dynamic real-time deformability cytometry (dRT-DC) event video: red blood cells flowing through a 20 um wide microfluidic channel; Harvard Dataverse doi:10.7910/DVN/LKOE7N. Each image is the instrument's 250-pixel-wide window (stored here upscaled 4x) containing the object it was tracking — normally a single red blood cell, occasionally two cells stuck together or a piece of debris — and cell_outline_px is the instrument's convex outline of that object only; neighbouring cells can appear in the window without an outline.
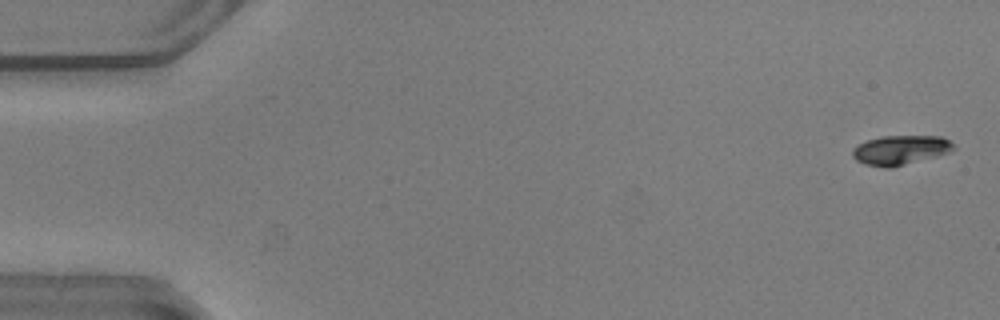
{"species": "common noctule bat (a hibernating species)", "species_latin": "Nyctalus noctula", "temperature_condition": "warm", "stored_images_in_passage": 53, "camera_frame_rate_fps": 3000, "um_per_image_px": 0.085, "animal": {"sex": "male", "body_mass_g": 20.5, "forearm_length_mm": 52.5}, "frame": {"image": 1, "passage_image": 2, "time_ms": 0.333, "image_size_px": [1000, 320], "cell_outline_px": [[956, 148], [948, 152], [936, 156], [892, 168], [884, 168], [864, 164], [856, 160], [852, 156], [852, 148], [868, 140], [880, 136], [940, 136], [948, 140]], "centroid_in_image_um": [76.5, 12.76], "position_along_channel_um": 8.5, "area_um2": 17.28}}
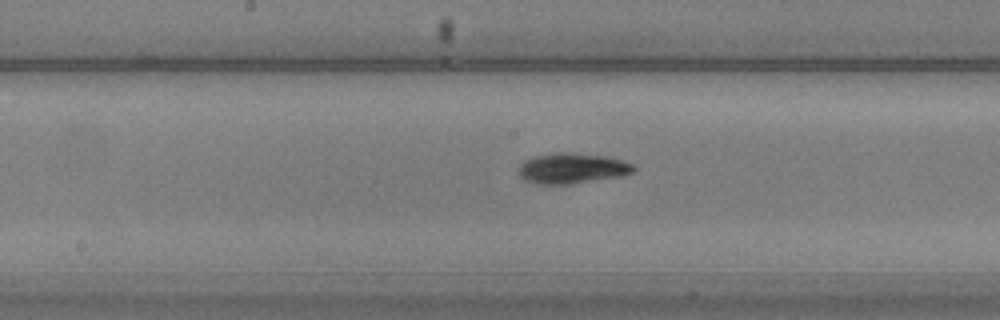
{"frame": {"image": 2, "passage_image": 28, "time_ms": 9.0, "image_size_px": [1000, 320], "cell_outline_px": [[636, 172], [624, 176], [568, 184], [540, 184], [524, 180], [520, 176], [520, 164], [524, 160], [536, 156], [556, 152], [564, 152], [604, 156], [620, 160], [632, 164], [636, 168]], "centroid_in_image_um": [48.66, 14.31], "position_along_channel_um": 199.5, "area_um2": 20.29}}
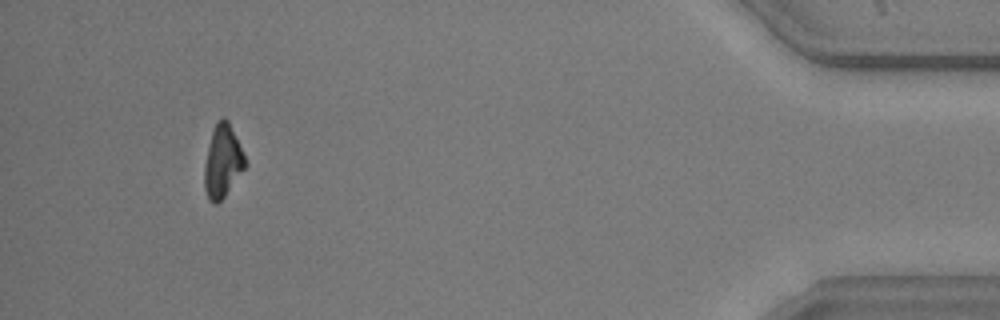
{"frame": {"image": 3, "passage_image": 50, "time_ms": 16.333, "image_size_px": [1000, 320], "cell_outline_px": [[248, 164], [224, 196], [216, 204], [212, 204], [208, 200], [204, 188], [204, 168], [208, 148], [212, 132], [216, 120], [224, 116], [228, 120]], "centroid_in_image_um": [18.91, 13.72], "position_along_channel_um": 416.3, "area_um2": 17.11}, "authors_computed_cell_mechanics": {"area_um2": 18.3804, "velocity_mm_per_s": 3.8713, "shape_relaxation_time_tau1_ms": 2.8192, "shape_relaxation_time_tau2_ms": null, "deformation_change_tau1": 0.1458, "deformation_change_tau2": null}}